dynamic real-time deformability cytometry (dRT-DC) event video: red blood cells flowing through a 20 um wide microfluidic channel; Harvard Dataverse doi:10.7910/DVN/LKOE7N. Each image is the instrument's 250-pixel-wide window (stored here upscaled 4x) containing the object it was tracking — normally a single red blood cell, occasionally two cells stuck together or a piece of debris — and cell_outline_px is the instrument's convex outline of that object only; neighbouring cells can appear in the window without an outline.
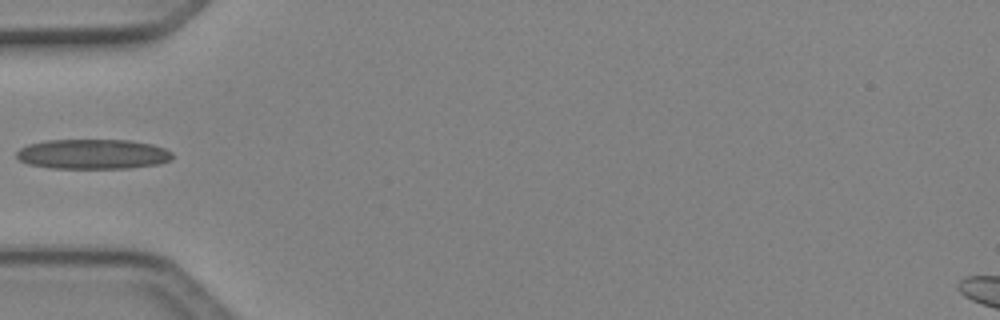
{"species": "Egyptian fruit bat (a non-hibernating species)", "species_latin": "Rousettus aegyptiacus", "temperature_condition": "cold", "stored_images_in_passage": 3, "camera_frame_rate_fps": 3000, "um_per_image_px": 0.085, "animal": {"sex": "female"}, "frame": {"image": 1, "passage_image": 3, "time_ms": 0.667, "image_size_px": [1000, 320], "cell_outline_px": [[172, 160], [160, 164], [128, 168], [52, 168], [28, 164], [20, 160], [16, 156], [16, 152], [20, 148], [28, 144], [44, 140], [132, 140], [152, 144], [164, 148], [172, 152]], "centroid_in_image_um": [7.9, 13.09], "position_along_channel_um": 77.1, "area_um2": 27.34}}